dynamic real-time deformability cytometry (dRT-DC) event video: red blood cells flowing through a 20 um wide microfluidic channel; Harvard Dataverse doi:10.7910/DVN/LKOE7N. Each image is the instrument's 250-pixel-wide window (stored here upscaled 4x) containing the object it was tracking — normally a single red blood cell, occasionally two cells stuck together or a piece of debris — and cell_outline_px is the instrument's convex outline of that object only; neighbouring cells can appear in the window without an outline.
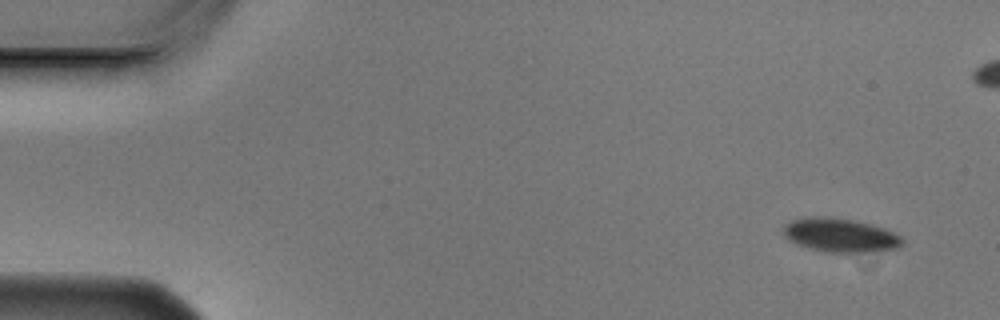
{"species": "Egyptian fruit bat (a non-hibernating species)", "species_latin": "Rousettus aegyptiacus", "temperature_condition": "cold", "stored_images_in_passage": 7, "camera_frame_rate_fps": 3000, "um_per_image_px": 0.085, "animal": {"sex": "male"}, "frame": {"image": 1, "passage_image": 1, "time_ms": 0.0, "image_size_px": [1000, 320], "cell_outline_px": [[904, 244], [896, 248], [852, 252], [828, 252], [796, 244], [788, 240], [784, 236], [780, 228], [784, 224], [792, 220], [808, 216], [824, 216], [852, 220], [872, 224], [884, 228], [900, 236], [904, 240]], "centroid_in_image_um": [71.35, 19.96], "position_along_channel_um": 13.7, "area_um2": 23.29}}
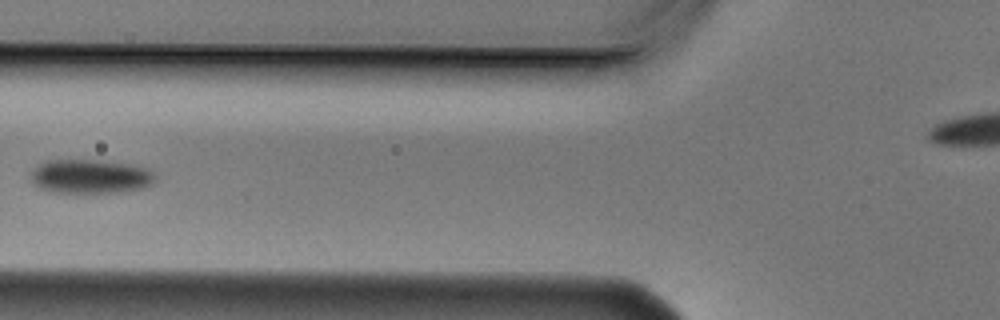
{"frame": {"image": 2, "passage_image": 6, "time_ms": 1.667, "image_size_px": [1000, 320], "cell_outline_px": [[156, 180], [152, 184], [144, 188], [124, 192], [52, 192], [40, 188], [32, 184], [32, 172], [44, 160], [100, 160], [140, 164], [148, 168], [156, 176]], "centroid_in_image_um": [7.76, 14.98], "position_along_channel_um": 118.0, "area_um2": 25.09}}
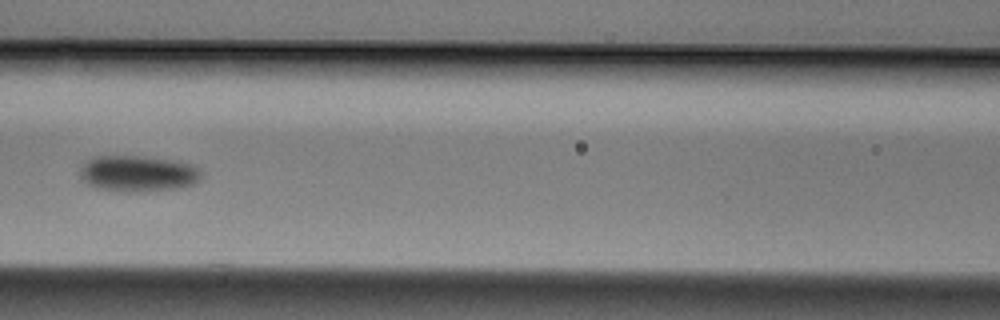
{"frame": {"image": 3, "passage_image": 7, "time_ms": 2.0, "image_size_px": [1000, 320], "cell_outline_px": [[204, 176], [200, 180], [192, 184], [180, 188], [132, 192], [128, 192], [96, 188], [88, 184], [80, 176], [80, 168], [84, 160], [92, 156], [144, 156], [180, 160], [192, 164], [200, 168], [204, 172]], "centroid_in_image_um": [11.77, 14.73], "position_along_channel_um": 154.8, "area_um2": 26.18}}